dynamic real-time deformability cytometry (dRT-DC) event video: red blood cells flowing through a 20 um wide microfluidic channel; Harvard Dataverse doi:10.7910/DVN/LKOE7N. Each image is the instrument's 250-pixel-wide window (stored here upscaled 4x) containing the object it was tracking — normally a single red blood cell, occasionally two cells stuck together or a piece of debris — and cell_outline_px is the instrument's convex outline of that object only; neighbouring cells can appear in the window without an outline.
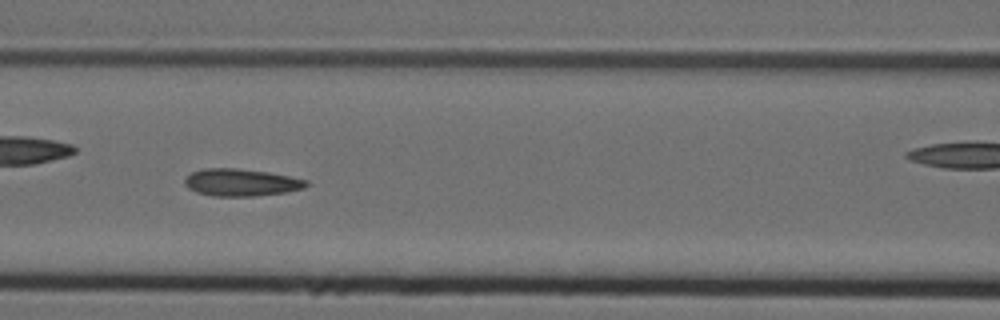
{"species": "Egyptian fruit bat (a non-hibernating species)", "species_latin": "Rousettus aegyptiacus", "temperature_condition": "cold", "stored_images_in_passage": 58, "camera_frame_rate_fps": 3000, "um_per_image_px": 0.085, "animal": {"sex": "female"}, "frame": {"image": 1, "passage_image": 25, "time_ms": 8.0, "image_size_px": [1000, 320], "cell_outline_px": [[308, 184], [304, 188], [284, 192], [252, 196], [212, 196], [196, 192], [188, 188], [184, 184], [184, 176], [192, 172], [204, 168], [236, 168], [268, 172], [308, 180]], "centroid_in_image_um": [20.44, 15.5], "position_along_channel_um": 146.2, "area_um2": 19.31}}
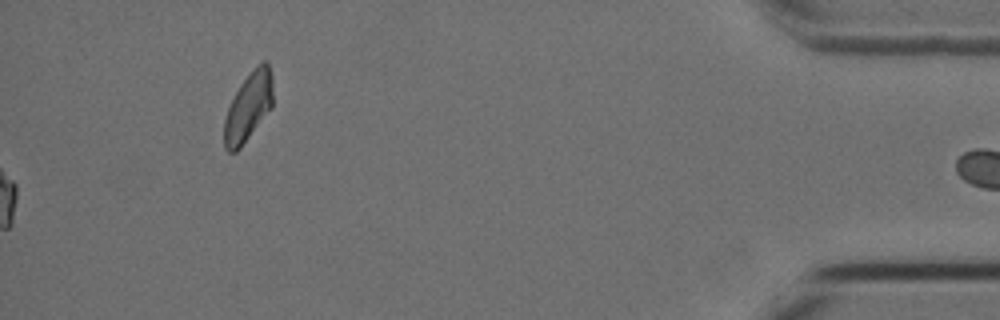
{"frame": {"image": 2, "passage_image": 58, "time_ms": 19.0, "image_size_px": [1000, 320], "cell_outline_px": [[272, 108], [240, 148], [236, 152], [228, 152], [224, 148], [224, 120], [228, 108], [240, 84], [264, 60], [268, 60], [272, 76]], "centroid_in_image_um": [21.11, 9.12], "position_along_channel_um": 414.1, "area_um2": 19.25}, "authors_computed_cell_mechanics": {"area_um2": 18.7272, "velocity_mm_per_s": 3.5632, "shape_relaxation_time_tau1_ms": null, "shape_relaxation_time_tau2_ms": 4.3791, "deformation_change_tau1": null, "deformation_change_tau2": 0.117}}